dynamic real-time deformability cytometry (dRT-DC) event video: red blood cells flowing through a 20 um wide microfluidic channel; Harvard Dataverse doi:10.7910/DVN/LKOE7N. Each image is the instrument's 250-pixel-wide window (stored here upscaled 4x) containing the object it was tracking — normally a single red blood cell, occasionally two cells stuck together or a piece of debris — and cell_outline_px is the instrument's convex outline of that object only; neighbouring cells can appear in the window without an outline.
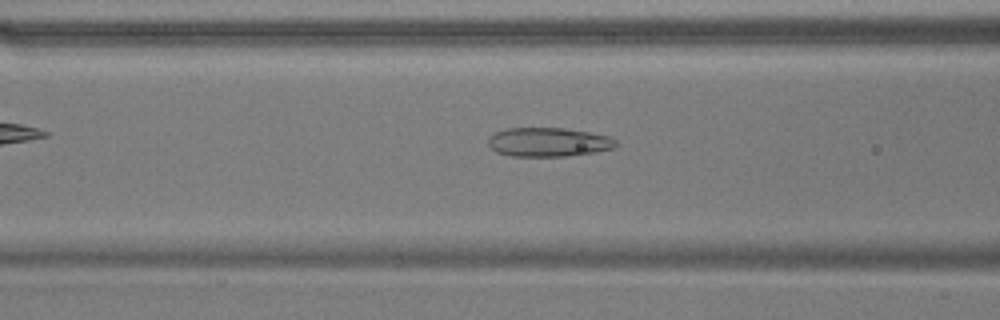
{"species": "common noctule bat (a hibernating species)", "species_latin": "Nyctalus noctula", "temperature_condition": "warm", "stored_images_in_passage": 24, "camera_frame_rate_fps": 3000, "um_per_image_px": 0.085, "animal": {"sex": "male", "body_mass_g": 17.9}, "frame": {"image": 1, "passage_image": 16, "time_ms": 5.0, "image_size_px": [1000, 320], "cell_outline_px": [[616, 148], [596, 152], [564, 156], [512, 156], [496, 152], [488, 144], [488, 136], [504, 128], [564, 128], [588, 132], [608, 136], [616, 140]], "centroid_in_image_um": [46.6, 12.08], "position_along_channel_um": 120.0, "area_um2": 21.62}}